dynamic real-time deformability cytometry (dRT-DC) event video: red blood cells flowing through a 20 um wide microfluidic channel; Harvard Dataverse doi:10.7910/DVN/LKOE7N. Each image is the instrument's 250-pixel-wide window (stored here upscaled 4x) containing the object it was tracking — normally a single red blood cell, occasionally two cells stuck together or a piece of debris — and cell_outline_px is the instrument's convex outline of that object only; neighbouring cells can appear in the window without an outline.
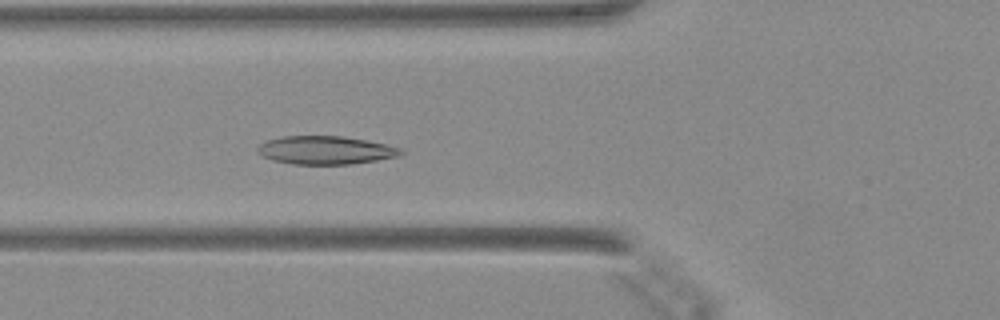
{"species": "Egyptian fruit bat (a non-hibernating species)", "species_latin": "Rousettus aegyptiacus", "temperature_condition": "warm", "stored_images_in_passage": 44, "camera_frame_rate_fps": 3000, "um_per_image_px": 0.085, "animal": {"sex": "female"}, "frame": {"image": 1, "passage_image": 13, "time_ms": 4.0, "image_size_px": [1000, 320], "cell_outline_px": [[404, 152], [400, 156], [376, 160], [348, 164], [292, 164], [272, 160], [260, 156], [256, 152], [256, 148], [260, 144], [268, 140], [284, 136], [340, 136], [364, 140], [384, 144], [400, 148]], "centroid_in_image_um": [27.61, 12.77], "position_along_channel_um": 98.2, "area_um2": 23.47}}
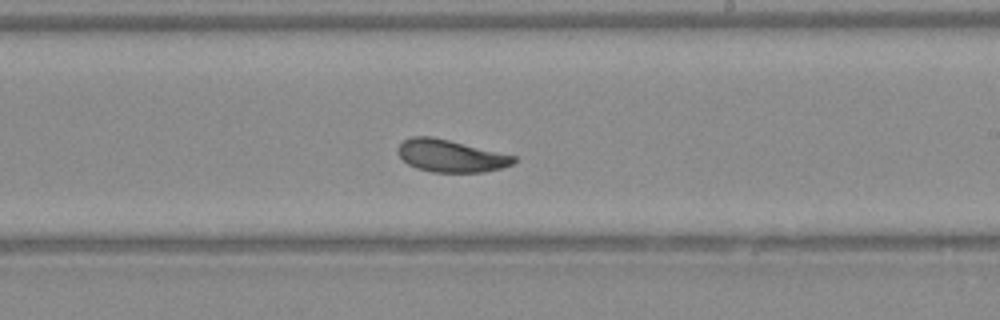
{"frame": {"image": 2, "passage_image": 24, "time_ms": 7.667, "image_size_px": [1000, 320], "cell_outline_px": [[516, 160], [512, 164], [500, 168], [484, 172], [432, 172], [416, 168], [408, 164], [396, 152], [396, 148], [404, 140], [412, 136], [432, 136], [516, 156]], "centroid_in_image_um": [38.27, 13.25], "position_along_channel_um": 250.7, "area_um2": 21.73}}
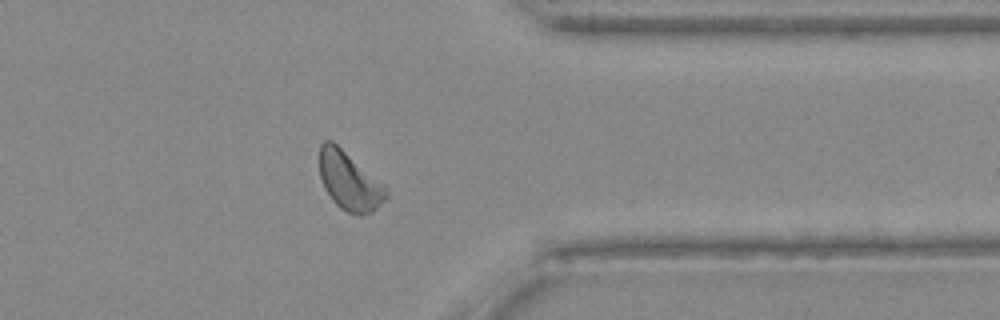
{"frame": {"image": 3, "passage_image": 34, "time_ms": 11.0, "image_size_px": [1000, 320], "cell_outline_px": [[388, 196], [372, 212], [360, 216], [348, 212], [340, 208], [332, 200], [324, 188], [320, 176], [320, 144], [324, 140], [332, 140], [384, 184]], "centroid_in_image_um": [29.68, 15.39], "position_along_channel_um": 381.7, "area_um2": 22.54}}